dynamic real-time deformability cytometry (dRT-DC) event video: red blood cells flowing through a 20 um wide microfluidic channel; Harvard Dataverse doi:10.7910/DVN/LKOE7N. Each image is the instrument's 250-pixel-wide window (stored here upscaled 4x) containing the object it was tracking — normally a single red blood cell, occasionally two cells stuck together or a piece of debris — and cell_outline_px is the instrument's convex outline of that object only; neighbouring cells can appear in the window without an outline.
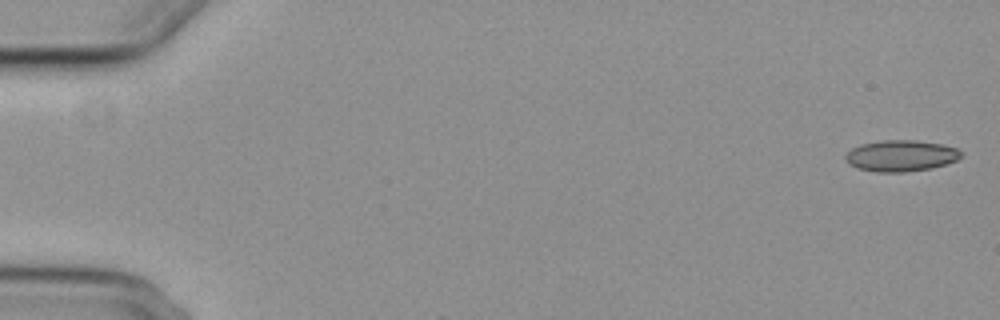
{"species": "common noctule bat (a hibernating species)", "species_latin": "Nyctalus noctula", "temperature_condition": "cold", "stored_images_in_passage": 8, "camera_frame_rate_fps": 3000, "um_per_image_px": 0.085, "animal": {"sex": "female", "body_mass_g": 29.2, "forearm_length_mm": 56.3}, "frame": {"image": 1, "passage_image": 1, "time_ms": 0.0, "image_size_px": [1000, 320], "cell_outline_px": [[960, 156], [956, 160], [932, 168], [904, 172], [876, 172], [856, 168], [848, 164], [844, 160], [844, 156], [852, 148], [860, 144], [880, 140], [916, 140], [940, 144], [956, 148], [960, 152]], "centroid_in_image_um": [76.5, 13.24], "position_along_channel_um": 8.5, "area_um2": 21.04}}
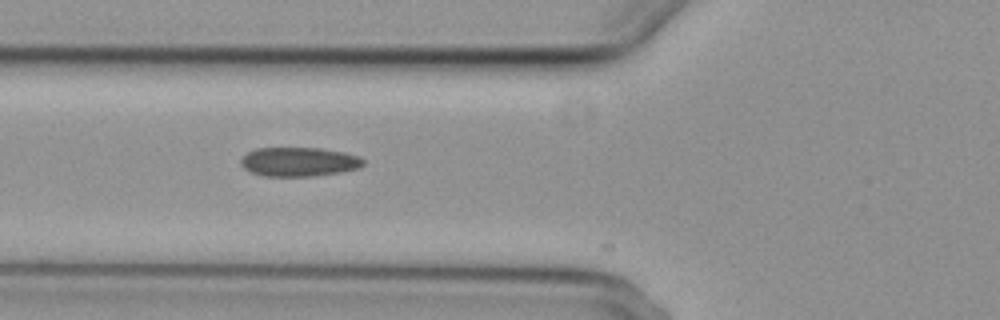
{"frame": {"image": 2, "passage_image": 6, "time_ms": 6.667, "image_size_px": [1000, 320], "cell_outline_px": [[364, 164], [360, 168], [340, 172], [316, 176], [264, 176], [252, 172], [244, 168], [240, 164], [240, 160], [248, 152], [256, 148], [320, 148], [344, 152], [360, 156], [364, 160]], "centroid_in_image_um": [25.44, 13.75], "position_along_channel_um": 100.4, "area_um2": 20.87}}
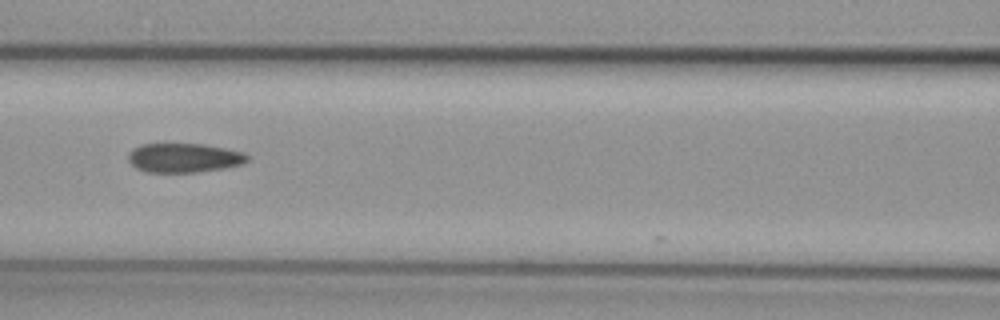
{"frame": {"image": 3, "passage_image": 7, "time_ms": 8.0, "image_size_px": [1000, 320], "cell_outline_px": [[248, 160], [244, 164], [224, 168], [196, 172], [144, 172], [136, 168], [128, 160], [128, 156], [140, 144], [204, 144], [244, 152], [248, 156]], "centroid_in_image_um": [15.67, 13.42], "position_along_channel_um": 150.9, "area_um2": 20.17}}